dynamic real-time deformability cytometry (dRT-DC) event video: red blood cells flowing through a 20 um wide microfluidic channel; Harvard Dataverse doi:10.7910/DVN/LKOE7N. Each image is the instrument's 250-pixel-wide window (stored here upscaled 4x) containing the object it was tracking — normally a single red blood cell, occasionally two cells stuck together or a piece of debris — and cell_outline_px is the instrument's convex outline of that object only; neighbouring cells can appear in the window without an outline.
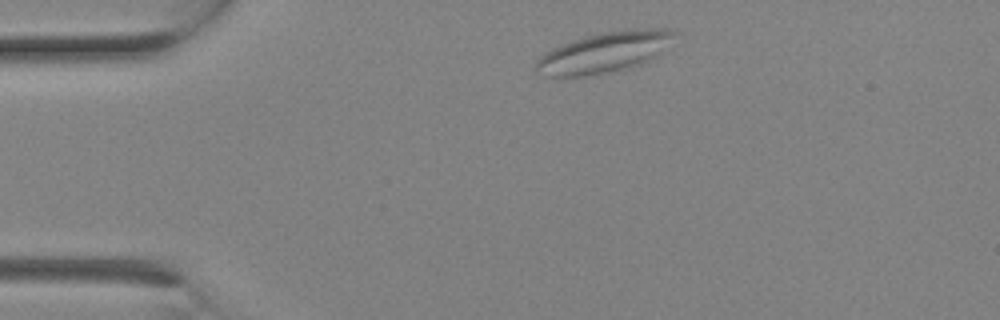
{"species": "Egyptian fruit bat (a non-hibernating species)", "species_latin": "Rousettus aegyptiacus", "temperature_condition": "room temperature", "stored_images_in_passage": 1, "camera_frame_rate_fps": 3000, "um_per_image_px": 0.085, "animal": {"sex": "female"}, "frame": {"image": 1, "passage_image": 1, "time_ms": 0.0, "image_size_px": [1000, 320], "cell_outline_px": [[676, 32], [656, 56], [640, 64], [608, 72], [584, 76], [544, 76], [536, 72], [536, 60], [544, 52], [552, 48], [572, 40], [604, 32], [640, 28], [668, 28]], "centroid_in_image_um": [51.3, 4.45], "position_along_channel_um": 33.7, "area_um2": 32.08}}